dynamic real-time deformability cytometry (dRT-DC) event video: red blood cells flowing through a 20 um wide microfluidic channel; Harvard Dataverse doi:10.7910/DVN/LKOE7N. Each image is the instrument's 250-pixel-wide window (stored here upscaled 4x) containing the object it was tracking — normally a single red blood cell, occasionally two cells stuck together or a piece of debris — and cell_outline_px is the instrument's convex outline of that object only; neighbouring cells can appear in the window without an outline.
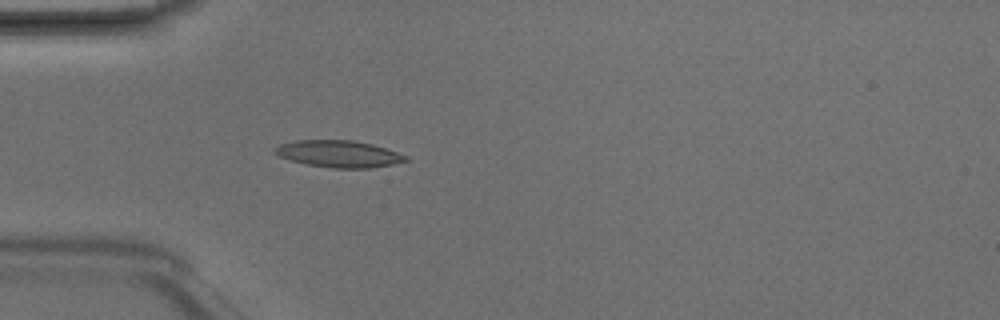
{"species": "Egyptian fruit bat (a non-hibernating species)", "species_latin": "Rousettus aegyptiacus", "temperature_condition": "room temperature", "stored_images_in_passage": 2, "camera_frame_rate_fps": 3000, "um_per_image_px": 0.085, "animal": {"sex": "male"}, "frame": {"image": 1, "passage_image": 2, "time_ms": 0.333, "image_size_px": [1000, 320], "cell_outline_px": [[408, 160], [392, 164], [368, 168], [332, 168], [308, 164], [292, 160], [280, 156], [272, 152], [272, 148], [280, 144], [296, 140], [352, 140], [372, 144], [408, 156]], "centroid_in_image_um": [28.76, 13.07], "position_along_channel_um": 56.2, "area_um2": 20.29}}